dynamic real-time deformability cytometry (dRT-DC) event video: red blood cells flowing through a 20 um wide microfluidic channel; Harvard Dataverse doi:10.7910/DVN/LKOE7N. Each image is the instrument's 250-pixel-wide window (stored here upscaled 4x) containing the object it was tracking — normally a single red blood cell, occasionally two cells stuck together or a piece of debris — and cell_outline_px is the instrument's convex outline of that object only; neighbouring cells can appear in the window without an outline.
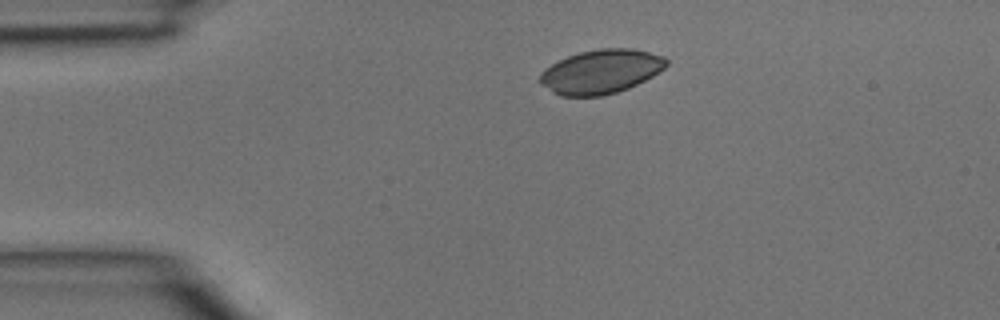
{"species": "common noctule bat (a hibernating species)", "species_latin": "Nyctalus noctula", "temperature_condition": "room temperature", "stored_images_in_passage": 2, "camera_frame_rate_fps": 3000, "um_per_image_px": 0.085, "animal": {"sex": "male", "body_mass_g": 15.6}, "frame": {"image": 1, "passage_image": 2, "time_ms": 0.333, "image_size_px": [1000, 320], "cell_outline_px": [[668, 64], [664, 68], [652, 76], [628, 88], [616, 92], [600, 96], [560, 96], [552, 92], [540, 84], [540, 72], [552, 64], [568, 56], [580, 52], [600, 48], [632, 48], [664, 56], [668, 60]], "centroid_in_image_um": [51.07, 6.08], "position_along_channel_um": 33.9, "area_um2": 32.31}}